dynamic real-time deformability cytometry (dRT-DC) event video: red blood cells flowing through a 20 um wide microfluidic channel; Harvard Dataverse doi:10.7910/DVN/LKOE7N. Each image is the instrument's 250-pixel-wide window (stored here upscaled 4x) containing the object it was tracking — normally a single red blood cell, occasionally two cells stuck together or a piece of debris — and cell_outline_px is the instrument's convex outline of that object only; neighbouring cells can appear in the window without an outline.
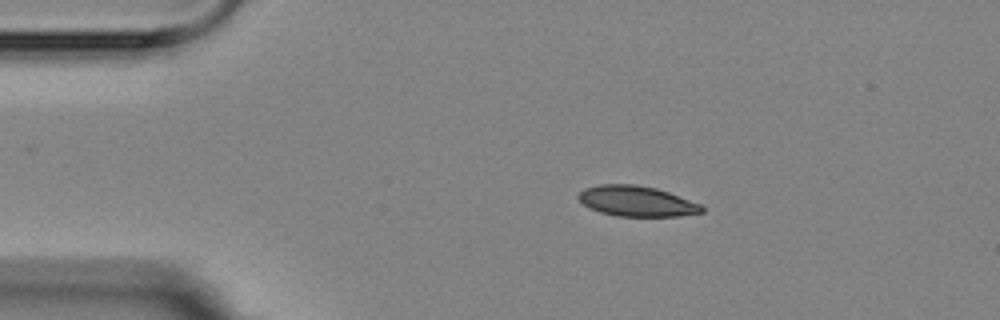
{"species": "Egyptian fruit bat (a non-hibernating species)", "species_latin": "Rousettus aegyptiacus", "temperature_condition": "room temperature", "stored_images_in_passage": 2, "camera_frame_rate_fps": 3000, "um_per_image_px": 0.085, "animal": {"sex": "female"}, "frame": {"image": 1, "passage_image": 1, "time_ms": 0.0, "image_size_px": [1000, 320], "cell_outline_px": [[704, 212], [680, 216], [616, 216], [600, 212], [584, 204], [576, 196], [584, 188], [600, 184], [636, 184], [656, 188], [668, 192], [700, 204], [704, 208]], "centroid_in_image_um": [54.11, 17.09], "position_along_channel_um": 30.9, "area_um2": 21.79}}